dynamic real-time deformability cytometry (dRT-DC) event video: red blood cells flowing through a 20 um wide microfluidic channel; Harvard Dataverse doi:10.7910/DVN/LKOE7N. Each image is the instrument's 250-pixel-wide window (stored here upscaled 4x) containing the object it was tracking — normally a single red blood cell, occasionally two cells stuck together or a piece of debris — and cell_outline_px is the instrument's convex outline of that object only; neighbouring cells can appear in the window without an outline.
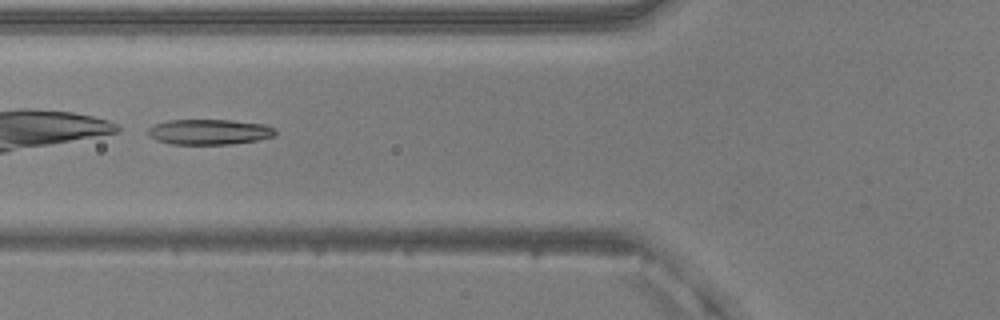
{"species": "common noctule bat (a hibernating species)", "species_latin": "Nyctalus noctula", "temperature_condition": "warm", "stored_images_in_passage": 36, "camera_frame_rate_fps": 3000, "um_per_image_px": 0.085, "animal": {"sex": "male", "body_mass_g": 20.5, "forearm_length_mm": 52.5}, "frame": {"image": 1, "passage_image": 6, "time_ms": 1.667, "image_size_px": [1000, 320], "cell_outline_px": [[276, 136], [256, 140], [232, 144], [172, 144], [156, 140], [148, 136], [148, 128], [156, 124], [168, 120], [232, 120], [264, 124], [272, 128], [276, 132]], "centroid_in_image_um": [17.77, 11.21], "position_along_channel_um": 108.0, "area_um2": 18.79}}
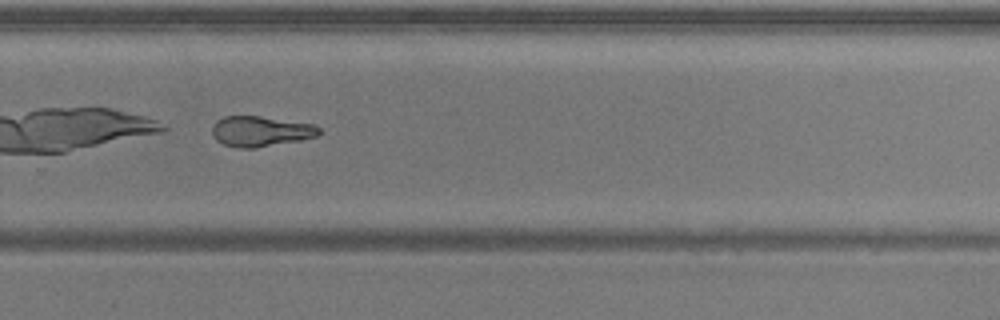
{"frame": {"image": 2, "passage_image": 21, "time_ms": 6.667, "image_size_px": [1000, 320], "cell_outline_px": [[320, 132], [316, 136], [300, 140], [252, 148], [236, 148], [224, 144], [216, 140], [212, 132], [212, 128], [216, 120], [224, 116], [260, 116], [316, 124], [320, 128]], "centroid_in_image_um": [22.15, 11.15], "position_along_channel_um": 307.7, "area_um2": 18.9}, "authors_computed_cell_mechanics": {"area_um2": 19.4786, "velocity_mm_per_s": 3.9899, "shape_relaxation_time_tau1_ms": 2.7711, "shape_relaxation_time_tau2_ms": 8.621, "deformation_change_tau1": 0.266, "deformation_change_tau2": 0.1291}}